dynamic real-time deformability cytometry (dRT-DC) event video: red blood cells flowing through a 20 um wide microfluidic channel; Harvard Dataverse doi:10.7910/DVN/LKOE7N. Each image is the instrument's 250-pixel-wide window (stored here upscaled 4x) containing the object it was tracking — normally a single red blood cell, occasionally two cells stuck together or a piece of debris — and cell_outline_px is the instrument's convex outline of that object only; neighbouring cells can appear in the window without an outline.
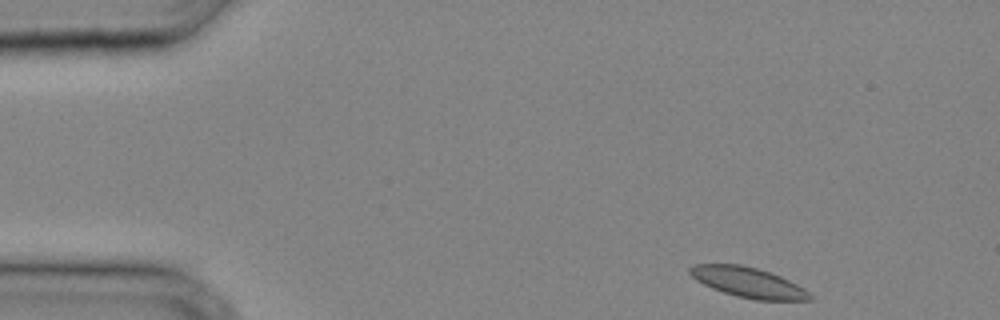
{"species": "common noctule bat (a hibernating species)", "species_latin": "Nyctalus noctula", "temperature_condition": "cold", "stored_images_in_passage": 31, "camera_frame_rate_fps": 3000, "um_per_image_px": 0.085, "animal": {"sex": "male", "body_mass_g": 20.4}, "frame": {"image": 1, "passage_image": 1, "time_ms": 0.0, "image_size_px": [1000, 320], "cell_outline_px": [[812, 300], [756, 300], [736, 296], [712, 288], [696, 280], [688, 272], [688, 268], [696, 264], [740, 264], [756, 268], [780, 276], [804, 288], [812, 296]], "centroid_in_image_um": [63.58, 24.0], "position_along_channel_um": 21.4, "area_um2": 20.87}}
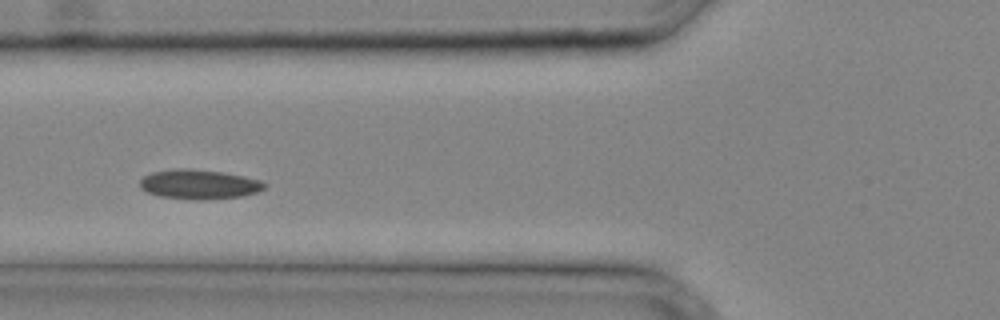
{"frame": {"image": 2, "passage_image": 10, "time_ms": 3.0, "image_size_px": [1000, 320], "cell_outline_px": [[268, 184], [264, 188], [256, 192], [240, 196], [196, 200], [160, 196], [148, 192], [140, 188], [140, 180], [144, 176], [152, 172], [172, 168], [188, 168], [224, 172], [244, 176], [260, 180]], "centroid_in_image_um": [16.9, 15.65], "position_along_channel_um": 108.9, "area_um2": 21.39}}
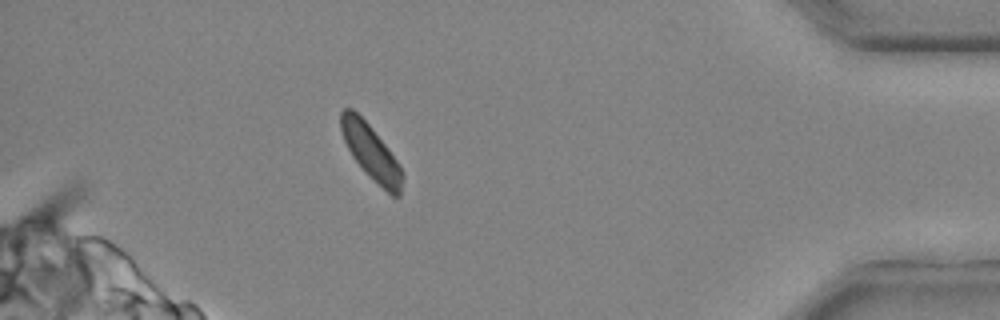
{"frame": {"image": 3, "passage_image": 28, "time_ms": 9.0, "image_size_px": [1000, 320], "cell_outline_px": [[404, 176], [400, 196], [392, 196], [352, 156], [344, 140], [340, 128], [340, 112], [344, 108], [352, 108], [368, 124], [388, 148], [396, 160]], "centroid_in_image_um": [31.53, 12.89], "position_along_channel_um": 403.7, "area_um2": 18.9}}